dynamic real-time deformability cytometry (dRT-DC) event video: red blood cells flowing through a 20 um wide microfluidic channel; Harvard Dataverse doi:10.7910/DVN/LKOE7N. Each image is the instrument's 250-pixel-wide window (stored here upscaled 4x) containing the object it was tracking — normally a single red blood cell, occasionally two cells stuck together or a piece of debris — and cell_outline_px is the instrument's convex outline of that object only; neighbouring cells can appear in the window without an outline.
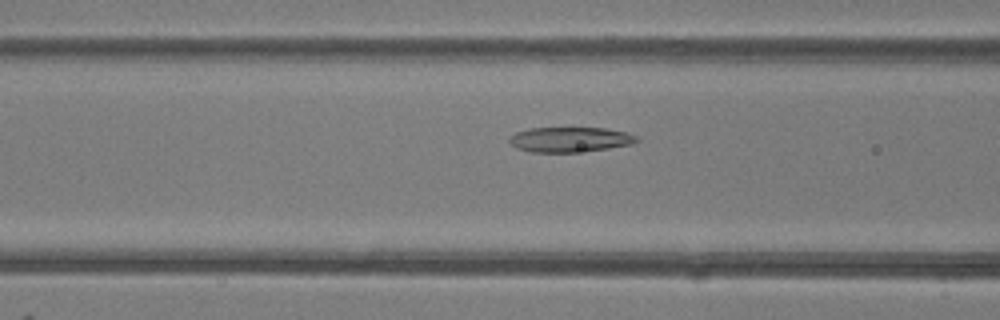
{"species": "common noctule bat (a hibernating species)", "species_latin": "Nyctalus noctula", "temperature_condition": "room temperature", "stored_images_in_passage": 21, "camera_frame_rate_fps": 3000, "um_per_image_px": 0.085, "animal": {"sex": "female"}, "frame": {"image": 1, "passage_image": 12, "time_ms": 3.667, "image_size_px": [1000, 320], "cell_outline_px": [[640, 140], [632, 144], [608, 148], [576, 152], [528, 152], [516, 148], [508, 140], [508, 136], [516, 132], [528, 128], [604, 128], [628, 132], [636, 136]], "centroid_in_image_um": [48.42, 11.86], "position_along_channel_um": 118.2, "area_um2": 18.67}}